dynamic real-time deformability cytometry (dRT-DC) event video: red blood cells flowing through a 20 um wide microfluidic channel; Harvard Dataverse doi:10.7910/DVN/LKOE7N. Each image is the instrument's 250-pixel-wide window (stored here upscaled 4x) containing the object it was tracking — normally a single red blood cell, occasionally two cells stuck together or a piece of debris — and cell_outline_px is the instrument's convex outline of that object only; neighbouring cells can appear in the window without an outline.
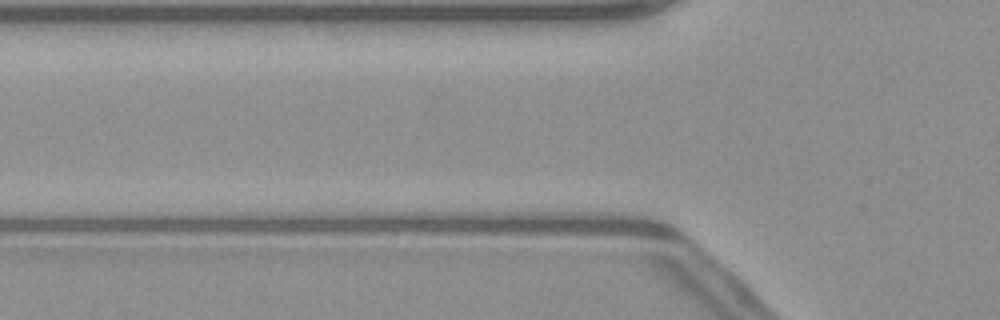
{"species": "common noctule bat (a hibernating species)", "species_latin": "Nyctalus noctula", "temperature_condition": "warm", "stored_images_in_passage": 3, "camera_frame_rate_fps": 3000, "um_per_image_px": 0.085, "animal": {"sex": "male", "body_mass_g": 23.1, "forearm_length_mm": 52.7}, "frame": {"image": 1, "passage_image": 2, "time_ms": 0.333, "image_size_px": [1000, 320], "cell_outline_px": [[668, 236], [648, 236], [564, 232], [568, 212], [628, 212]], "centroid_in_image_um": [51.77, 19.06], "position_along_channel_um": 74.0, "area_um2": 13.06}}